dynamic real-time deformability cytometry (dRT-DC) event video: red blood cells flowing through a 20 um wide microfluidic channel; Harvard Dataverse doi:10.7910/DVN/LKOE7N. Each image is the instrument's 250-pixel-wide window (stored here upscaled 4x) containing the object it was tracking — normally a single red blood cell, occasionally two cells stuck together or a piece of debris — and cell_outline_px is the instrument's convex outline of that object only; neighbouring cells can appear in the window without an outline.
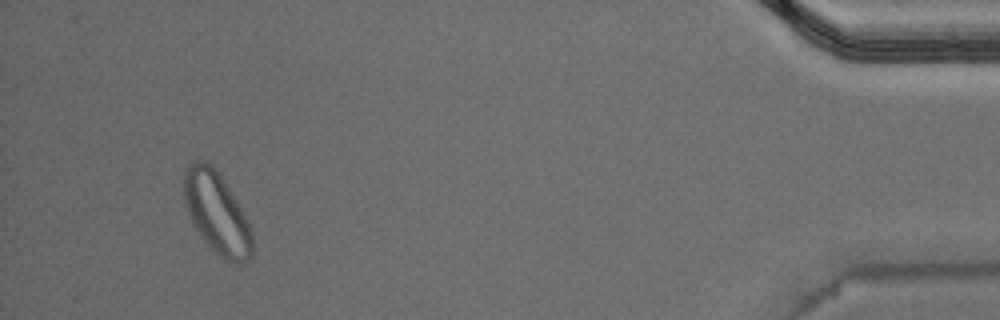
{"species": "Egyptian fruit bat (a non-hibernating species)", "species_latin": "Rousettus aegyptiacus", "temperature_condition": "warm", "stored_images_in_passage": 37, "segment_of_instrument_passage": [2, 2], "camera_frame_rate_fps": 3000, "um_per_image_px": 0.085, "animal": {"sex": "male"}, "frame": {"image": 1, "passage_image": 34, "time_ms": 11.0, "image_size_px": [1000, 320], "cell_outline_px": [[252, 256], [248, 260], [240, 264], [228, 264], [204, 240], [192, 224], [184, 204], [184, 168], [192, 160], [204, 160], [212, 164], [236, 200], [252, 232]], "centroid_in_image_um": [18.39, 18.11], "position_along_channel_um": 416.8, "area_um2": 32.43}}